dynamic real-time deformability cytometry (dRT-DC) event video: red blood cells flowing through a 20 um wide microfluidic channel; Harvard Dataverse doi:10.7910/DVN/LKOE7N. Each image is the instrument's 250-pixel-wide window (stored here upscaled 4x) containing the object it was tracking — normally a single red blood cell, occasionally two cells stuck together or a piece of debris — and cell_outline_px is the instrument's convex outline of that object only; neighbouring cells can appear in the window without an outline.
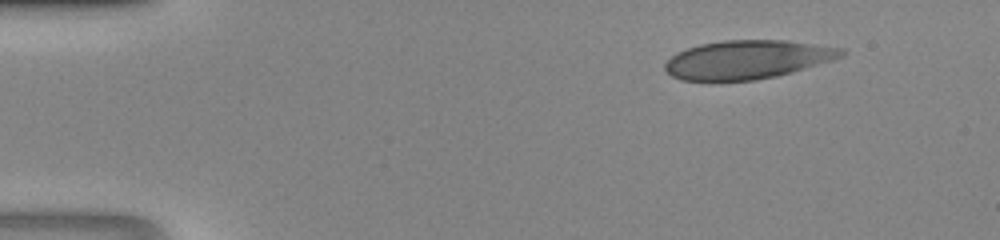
{"species": "human", "species_latin": "Homo sapiens", "temperature_condition": "room temperature", "stored_images_in_passage": 41, "camera_frame_rate_fps": 3000, "um_per_image_px": 0.085, "donor": {"sex": "male"}, "frame": {"image": 1, "passage_image": 1, "time_ms": 0.0, "image_size_px": [1000, 240], "cell_outline_px": [[844, 56], [832, 60], [792, 72], [776, 76], [752, 80], [680, 80], [672, 76], [664, 68], [664, 64], [672, 56], [688, 48], [700, 44], [724, 40], [784, 40], [844, 48]], "centroid_in_image_um": [63.54, 5.06], "position_along_channel_um": 21.5, "area_um2": 39.3}}
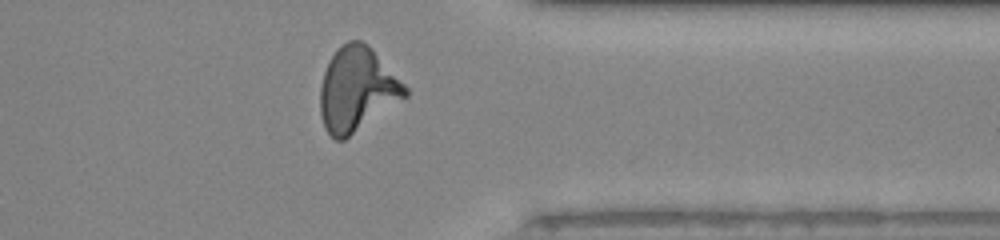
{"frame": {"image": 2, "passage_image": 32, "time_ms": 10.333, "image_size_px": [1000, 240], "cell_outline_px": [[408, 96], [344, 140], [336, 140], [324, 128], [320, 112], [320, 84], [324, 72], [332, 56], [348, 40], [360, 40], [368, 44], [372, 48], [408, 88]], "centroid_in_image_um": [30.35, 7.61], "position_along_channel_um": 381.1, "area_um2": 41.33}}
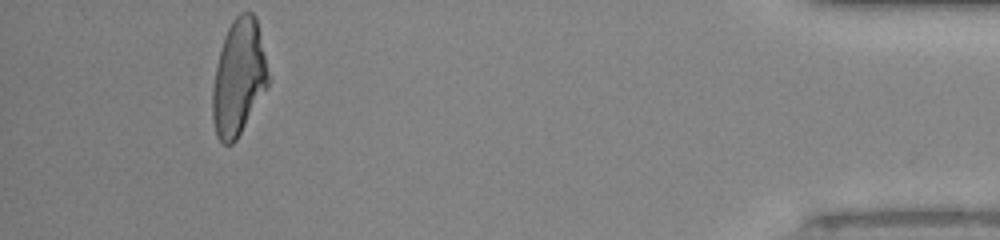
{"frame": {"image": 3, "passage_image": 38, "time_ms": 12.333, "image_size_px": [1000, 240], "cell_outline_px": [[268, 88], [236, 140], [232, 144], [224, 144], [216, 136], [212, 120], [212, 88], [216, 64], [224, 36], [232, 20], [240, 12], [252, 12], [256, 16], [268, 72]], "centroid_in_image_um": [20.27, 6.61], "position_along_channel_um": 414.9, "area_um2": 37.69}}